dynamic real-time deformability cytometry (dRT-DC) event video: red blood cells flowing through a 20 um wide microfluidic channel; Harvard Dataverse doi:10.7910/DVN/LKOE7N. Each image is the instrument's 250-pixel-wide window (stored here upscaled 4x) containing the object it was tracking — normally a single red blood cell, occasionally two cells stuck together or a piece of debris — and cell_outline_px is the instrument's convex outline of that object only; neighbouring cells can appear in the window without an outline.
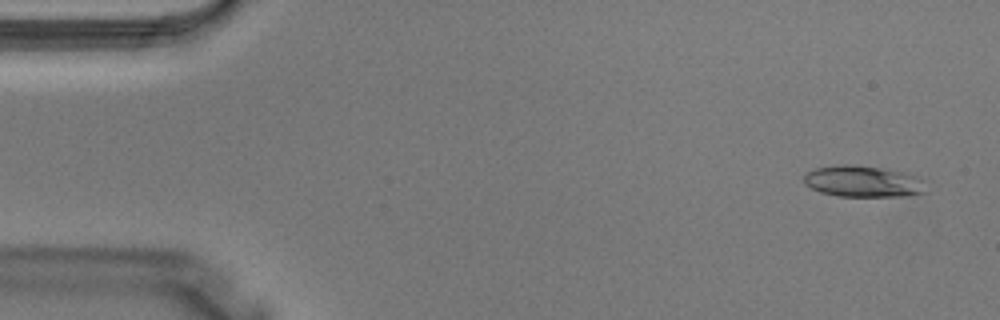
{"species": "Egyptian fruit bat (a non-hibernating species)", "species_latin": "Rousettus aegyptiacus", "temperature_condition": "warm", "stored_images_in_passage": 3, "camera_frame_rate_fps": 3000, "um_per_image_px": 0.085, "animal": {"sex": "male"}, "frame": {"image": 1, "passage_image": 1, "time_ms": 0.0, "image_size_px": [1000, 320], "cell_outline_px": [[928, 192], [912, 196], [836, 196], [820, 192], [804, 184], [804, 172], [816, 168], [844, 164], [880, 168], [900, 172], [912, 176], [920, 180]], "centroid_in_image_um": [73.3, 15.44], "position_along_channel_um": 11.7, "area_um2": 22.02}}